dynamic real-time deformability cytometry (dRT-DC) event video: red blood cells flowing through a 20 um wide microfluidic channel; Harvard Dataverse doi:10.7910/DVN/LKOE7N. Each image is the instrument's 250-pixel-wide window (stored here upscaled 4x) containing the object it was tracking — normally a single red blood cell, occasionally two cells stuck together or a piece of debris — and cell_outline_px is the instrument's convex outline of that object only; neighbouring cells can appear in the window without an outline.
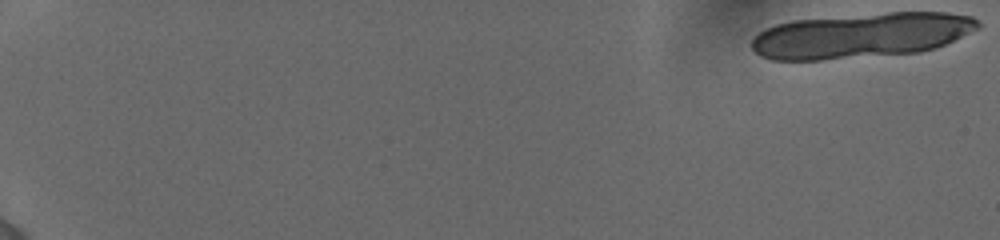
{"species": "human", "species_latin": "Homo sapiens", "temperature_condition": "cold", "stored_images_in_passage": 18, "camera_frame_rate_fps": 3000, "um_per_image_px": 0.085, "donor": {"sex": "female"}, "frame": {"image": 1, "passage_image": 1, "time_ms": 0.0, "image_size_px": [1000, 240], "cell_outline_px": [[980, 28], [936, 48], [920, 52], [820, 60], [772, 60], [760, 56], [752, 48], [752, 40], [764, 28], [776, 24], [792, 20], [888, 12], [948, 12], [972, 16], [980, 24]], "centroid_in_image_um": [73.21, 3.0], "position_along_channel_um": 11.8, "area_um2": 59.53}}
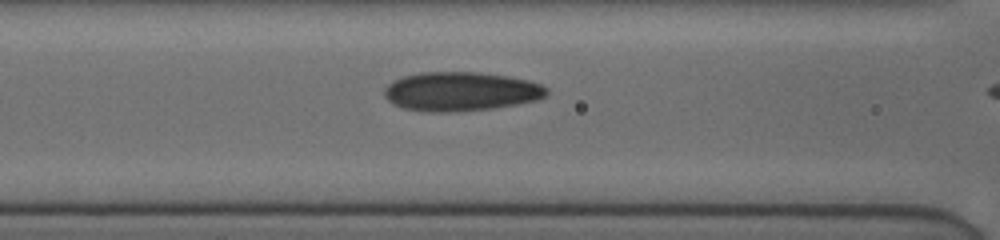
{"frame": {"image": 2, "passage_image": 14, "time_ms": 7.667, "image_size_px": [1000, 240], "cell_outline_px": [[548, 92], [544, 96], [536, 100], [516, 104], [492, 108], [448, 112], [440, 112], [404, 108], [388, 100], [384, 96], [384, 88], [392, 80], [404, 76], [420, 72], [480, 72], [508, 76], [528, 80], [540, 84], [548, 88]], "centroid_in_image_um": [39.17, 7.75], "position_along_channel_um": 127.4, "area_um2": 36.7}}
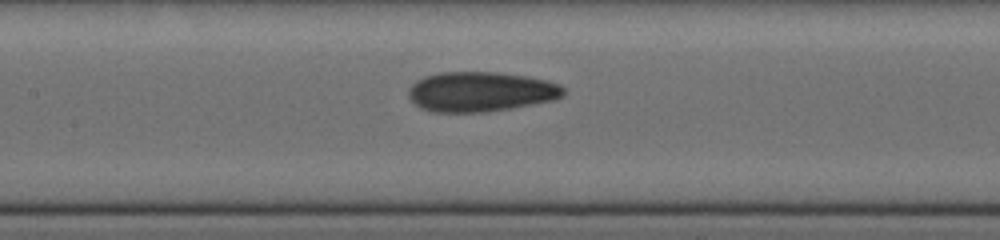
{"frame": {"image": 3, "passage_image": 17, "time_ms": 8.667, "image_size_px": [1000, 240], "cell_outline_px": [[564, 96], [552, 100], [512, 108], [480, 112], [432, 112], [420, 108], [408, 96], [408, 88], [416, 80], [424, 76], [440, 72], [500, 72], [528, 76], [560, 84], [564, 88]], "centroid_in_image_um": [40.83, 7.79], "position_along_channel_um": 166.6, "area_um2": 36.13}}